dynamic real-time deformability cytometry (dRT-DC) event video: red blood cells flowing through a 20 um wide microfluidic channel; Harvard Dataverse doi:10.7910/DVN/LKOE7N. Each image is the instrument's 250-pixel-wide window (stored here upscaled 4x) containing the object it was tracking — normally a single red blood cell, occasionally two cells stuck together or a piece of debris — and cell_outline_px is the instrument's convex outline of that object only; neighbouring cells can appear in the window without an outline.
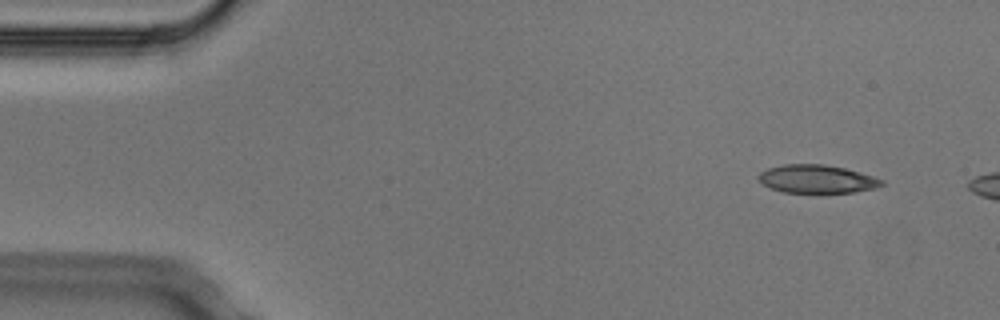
{"species": "Egyptian fruit bat (a non-hibernating species)", "species_latin": "Rousettus aegyptiacus", "temperature_condition": "cold", "stored_images_in_passage": 3, "camera_frame_rate_fps": 3000, "um_per_image_px": 0.085, "animal": {"sex": "male"}, "frame": {"image": 1, "passage_image": 1, "time_ms": 0.0, "image_size_px": [1000, 320], "cell_outline_px": [[884, 184], [872, 188], [852, 192], [784, 192], [772, 188], [764, 184], [756, 176], [760, 172], [768, 168], [784, 164], [824, 164], [844, 168], [872, 176], [884, 180]], "centroid_in_image_um": [69.41, 15.2], "position_along_channel_um": 15.6, "area_um2": 19.88}}